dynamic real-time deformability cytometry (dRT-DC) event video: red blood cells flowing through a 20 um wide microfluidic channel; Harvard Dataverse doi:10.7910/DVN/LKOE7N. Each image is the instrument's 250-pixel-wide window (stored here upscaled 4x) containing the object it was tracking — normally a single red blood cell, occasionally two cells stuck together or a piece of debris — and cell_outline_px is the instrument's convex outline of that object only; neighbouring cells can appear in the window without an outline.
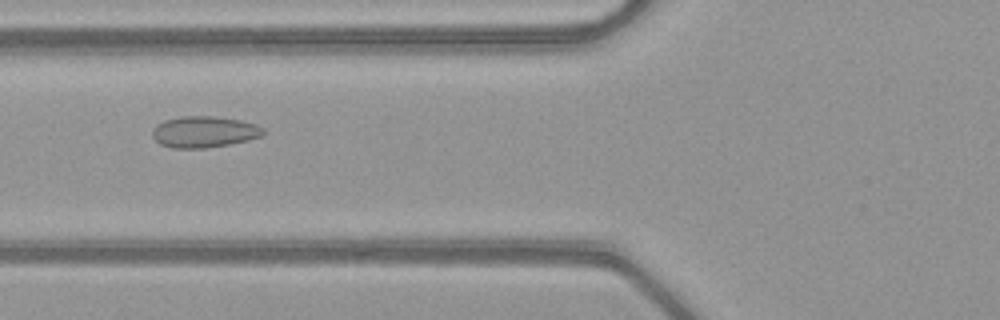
{"species": "common noctule bat (a hibernating species)", "species_latin": "Nyctalus noctula", "temperature_condition": "warm", "stored_images_in_passage": 34, "camera_frame_rate_fps": 3000, "um_per_image_px": 0.085, "animal": {"sex": "female", "body_mass_g": 21.9}, "frame": {"image": 1, "passage_image": 4, "time_ms": 1.0, "image_size_px": [1000, 320], "cell_outline_px": [[264, 132], [260, 136], [248, 140], [228, 144], [204, 148], [172, 148], [160, 144], [152, 136], [152, 132], [156, 124], [164, 120], [180, 116], [216, 116], [240, 120], [256, 124], [264, 128]], "centroid_in_image_um": [17.33, 11.2], "position_along_channel_um": 108.5, "area_um2": 20.23}}
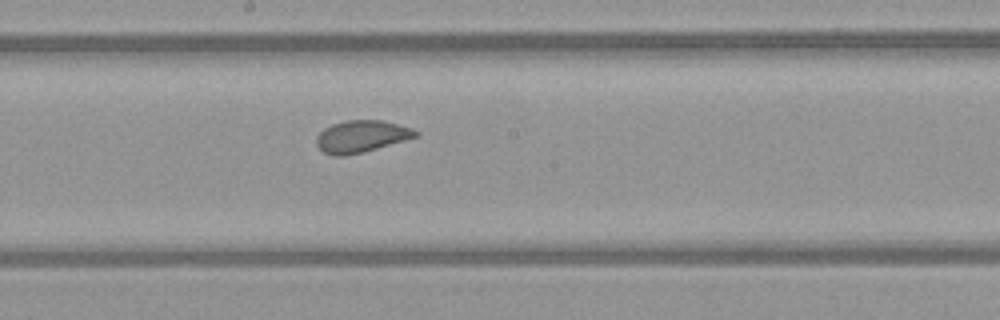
{"frame": {"image": 2, "passage_image": 12, "time_ms": 3.667, "image_size_px": [1000, 320], "cell_outline_px": [[420, 136], [364, 152], [344, 156], [332, 156], [324, 152], [316, 144], [316, 136], [324, 128], [332, 124], [344, 120], [380, 120], [412, 128], [420, 132]], "centroid_in_image_um": [30.72, 11.6], "position_along_channel_um": 217.5, "area_um2": 18.61}}
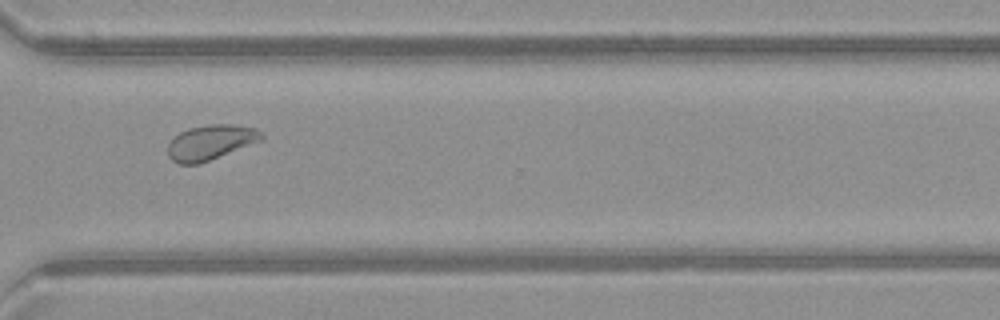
{"frame": {"image": 3, "passage_image": 22, "time_ms": 7.0, "image_size_px": [1000, 320], "cell_outline_px": [[264, 140], [200, 164], [180, 164], [172, 160], [168, 156], [168, 144], [180, 132], [188, 128], [208, 124], [232, 124], [256, 128], [264, 136]], "centroid_in_image_um": [17.93, 12.1], "position_along_channel_um": 352.7, "area_um2": 19.25}}